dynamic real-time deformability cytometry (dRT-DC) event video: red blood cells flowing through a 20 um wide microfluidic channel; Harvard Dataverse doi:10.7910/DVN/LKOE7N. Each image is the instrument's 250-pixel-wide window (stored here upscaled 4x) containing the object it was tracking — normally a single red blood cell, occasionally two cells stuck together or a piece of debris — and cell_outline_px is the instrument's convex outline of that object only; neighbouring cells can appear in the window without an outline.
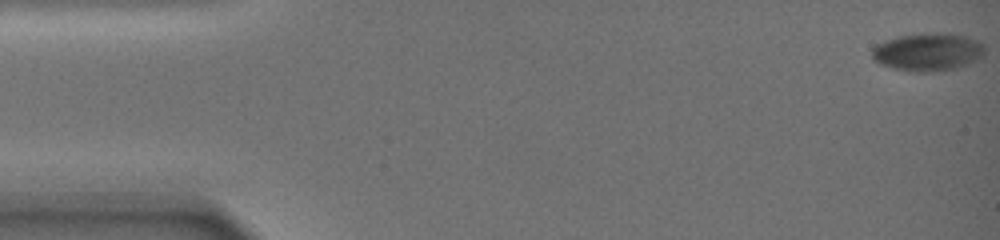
{"species": "common noctule bat (a hibernating species)", "species_latin": "Nyctalus noctula", "temperature_condition": "warm", "stored_images_in_passage": 88, "camera_frame_rate_fps": 3000, "um_per_image_px": 0.085, "animal": {"sex": "female", "body_mass_g": 19.0, "forearm_length_mm": 51.5}, "frame": {"image": 1, "passage_image": 1, "time_ms": 0.0, "image_size_px": [1000, 240], "cell_outline_px": [[984, 52], [980, 56], [956, 68], [924, 72], [912, 72], [880, 64], [872, 60], [872, 48], [876, 44], [900, 36], [968, 36], [984, 44]], "centroid_in_image_um": [78.8, 4.47], "position_along_channel_um": 6.2, "area_um2": 23.47}}
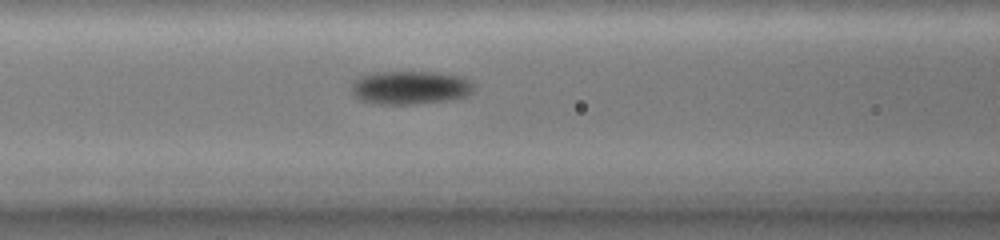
{"frame": {"image": 2, "passage_image": 37, "time_ms": 8.333, "image_size_px": [1000, 240], "cell_outline_px": [[476, 84], [472, 92], [468, 96], [448, 100], [412, 104], [372, 104], [360, 100], [352, 92], [352, 80], [360, 76], [376, 72], [436, 72], [460, 76], [472, 80]], "centroid_in_image_um": [34.89, 7.44], "position_along_channel_um": 131.7, "area_um2": 24.16}}
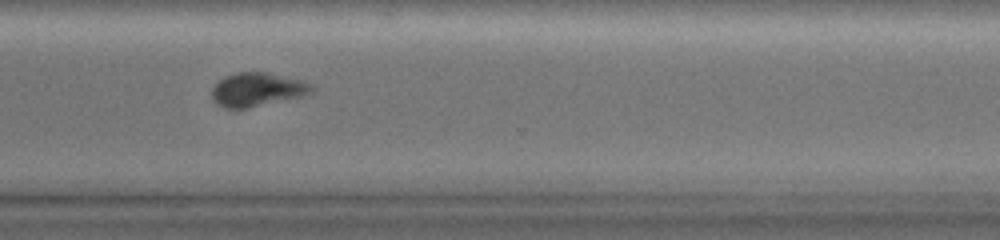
{"frame": {"image": 3, "passage_image": 63, "time_ms": 15.0, "image_size_px": [1000, 240], "cell_outline_px": [[316, 88], [312, 92], [304, 96], [248, 108], [224, 108], [216, 104], [212, 100], [212, 88], [224, 76], [236, 72], [268, 72], [308, 80]], "centroid_in_image_um": [21.93, 7.6], "position_along_channel_um": 348.7, "area_um2": 20.11}, "authors_computed_cell_mechanics": {"area_um2": 23.4957, "velocity_mm_per_s": 3.2524, "shape_relaxation_time_tau1_ms": 8.6462, "shape_relaxation_time_tau2_ms": 4.2117, "deformation_change_tau1": 0.143, "deformation_change_tau2": 0.08}}